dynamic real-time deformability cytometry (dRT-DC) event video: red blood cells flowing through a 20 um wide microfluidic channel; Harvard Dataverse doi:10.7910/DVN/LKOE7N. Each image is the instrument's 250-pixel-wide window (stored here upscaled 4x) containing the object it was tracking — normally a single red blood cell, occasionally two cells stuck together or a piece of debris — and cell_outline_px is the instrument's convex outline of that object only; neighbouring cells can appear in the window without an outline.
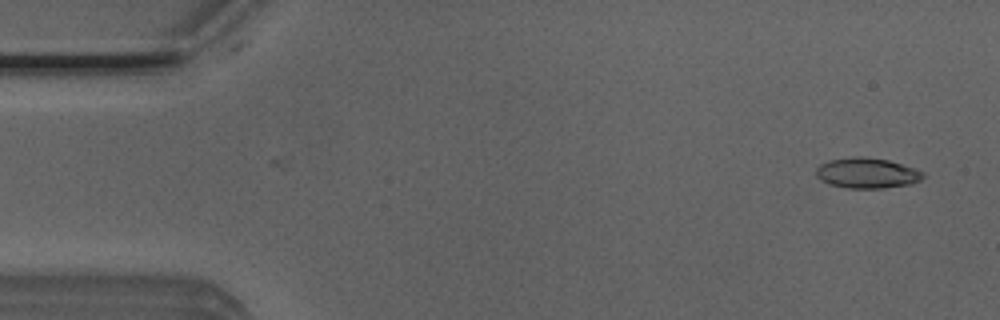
{"species": "Egyptian fruit bat (a non-hibernating species)", "species_latin": "Rousettus aegyptiacus", "temperature_condition": "room temperature", "stored_images_in_passage": 3, "camera_frame_rate_fps": 3000, "um_per_image_px": 0.085, "animal": {"sex": "male"}, "frame": {"image": 1, "passage_image": 2, "time_ms": 0.333, "image_size_px": [1000, 320], "cell_outline_px": [[924, 176], [920, 180], [912, 184], [884, 188], [848, 188], [832, 184], [820, 180], [816, 176], [816, 168], [820, 164], [828, 160], [852, 156], [860, 156], [888, 160], [916, 168], [924, 172]], "centroid_in_image_um": [73.7, 14.7], "position_along_channel_um": 11.3, "area_um2": 19.07}}